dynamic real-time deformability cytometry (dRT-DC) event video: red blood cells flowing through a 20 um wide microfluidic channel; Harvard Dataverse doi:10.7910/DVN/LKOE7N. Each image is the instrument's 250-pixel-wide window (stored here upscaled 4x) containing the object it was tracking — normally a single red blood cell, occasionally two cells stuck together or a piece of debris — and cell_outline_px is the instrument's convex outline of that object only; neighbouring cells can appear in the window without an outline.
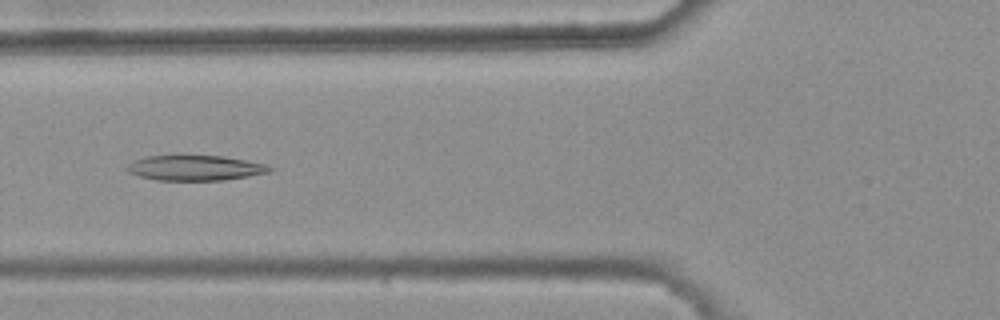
{"species": "common noctule bat (a hibernating species)", "species_latin": "Nyctalus noctula", "temperature_condition": "warm", "stored_images_in_passage": 7, "camera_frame_rate_fps": 3000, "um_per_image_px": 0.085, "animal": {"sex": "female", "body_mass_g": 25.1}, "frame": {"image": 1, "passage_image": 6, "time_ms": 1.667, "image_size_px": [1000, 320], "cell_outline_px": [[272, 172], [224, 180], [156, 180], [140, 176], [128, 172], [128, 164], [144, 156], [224, 156], [264, 164], [272, 168]], "centroid_in_image_um": [16.6, 14.28], "position_along_channel_um": 109.2, "area_um2": 20.63}}
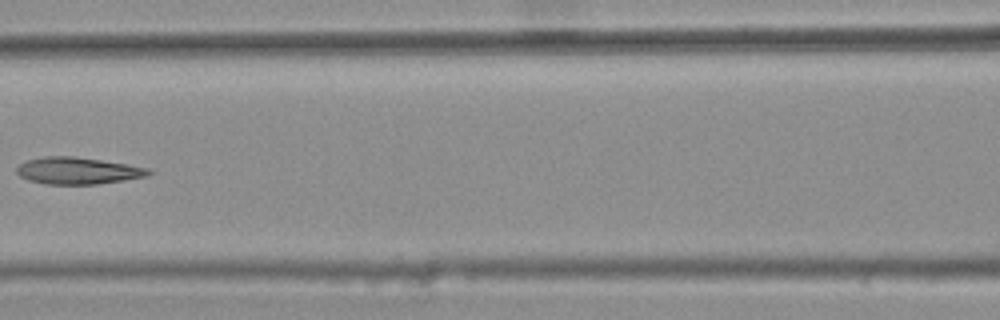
{"frame": {"image": 2, "passage_image": 7, "time_ms": 2.0, "image_size_px": [1000, 320], "cell_outline_px": [[152, 172], [148, 176], [124, 180], [96, 184], [44, 184], [28, 180], [20, 176], [16, 172], [16, 168], [20, 164], [28, 160], [44, 156], [72, 156], [128, 164], [148, 168]], "centroid_in_image_um": [6.6, 14.51], "position_along_channel_um": 160.0, "area_um2": 20.58}}